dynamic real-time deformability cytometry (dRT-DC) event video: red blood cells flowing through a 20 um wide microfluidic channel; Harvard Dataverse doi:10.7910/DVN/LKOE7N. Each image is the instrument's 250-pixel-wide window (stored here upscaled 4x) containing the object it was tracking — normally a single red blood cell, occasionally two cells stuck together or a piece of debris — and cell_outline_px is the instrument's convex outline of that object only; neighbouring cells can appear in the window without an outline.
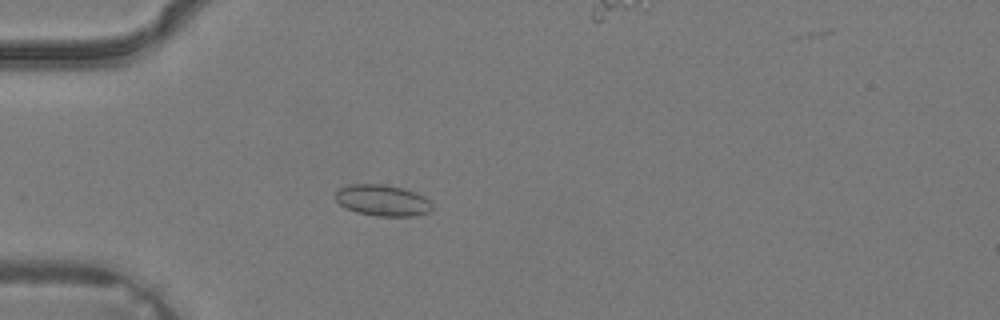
{"species": "common noctule bat (a hibernating species)", "species_latin": "Nyctalus noctula", "temperature_condition": "warm", "stored_images_in_passage": 4, "camera_frame_rate_fps": 3000, "um_per_image_px": 0.085, "animal": {"sex": "male", "body_mass_g": 19.2, "forearm_length_mm": 51.8}, "frame": {"image": 1, "passage_image": 3, "time_ms": 0.667, "image_size_px": [1000, 320], "cell_outline_px": [[432, 208], [428, 212], [416, 216], [376, 216], [356, 212], [344, 208], [336, 200], [336, 192], [340, 188], [348, 184], [384, 184], [404, 188], [416, 192], [424, 196], [432, 204]], "centroid_in_image_um": [32.51, 17.03], "position_along_channel_um": 52.5, "area_um2": 17.74}}